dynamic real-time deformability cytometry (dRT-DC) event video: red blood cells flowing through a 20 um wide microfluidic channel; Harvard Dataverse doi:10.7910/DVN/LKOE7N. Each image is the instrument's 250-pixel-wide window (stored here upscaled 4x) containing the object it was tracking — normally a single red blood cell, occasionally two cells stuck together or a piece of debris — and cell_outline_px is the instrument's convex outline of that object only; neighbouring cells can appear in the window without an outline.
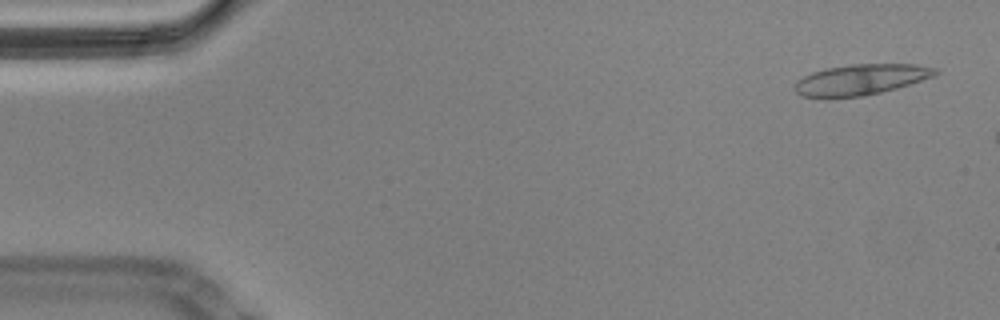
{"species": "Egyptian fruit bat (a non-hibernating species)", "species_latin": "Rousettus aegyptiacus", "temperature_condition": "cold", "stored_images_in_passage": 51, "camera_frame_rate_fps": 3000, "um_per_image_px": 0.085, "animal": {"sex": "male"}, "frame": {"image": 1, "passage_image": 2, "time_ms": 0.333, "image_size_px": [1000, 320], "cell_outline_px": [[940, 72], [932, 76], [896, 88], [880, 92], [860, 96], [804, 96], [796, 92], [792, 88], [792, 84], [796, 80], [812, 72], [824, 68], [852, 64], [916, 64], [940, 68]], "centroid_in_image_um": [73.16, 6.73], "position_along_channel_um": 11.8, "area_um2": 24.85}}
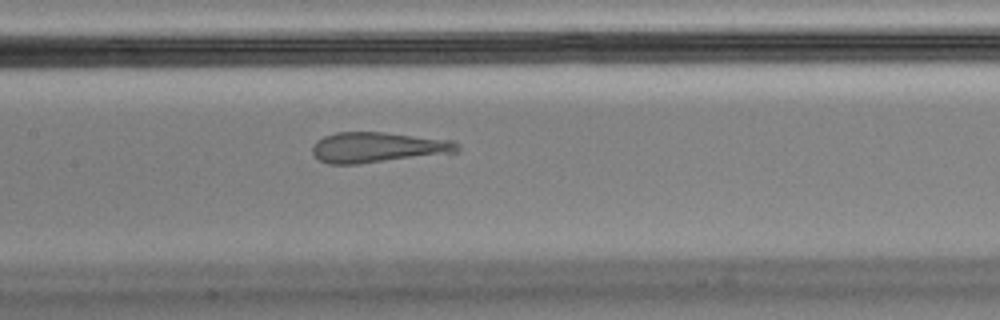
{"frame": {"image": 2, "passage_image": 26, "time_ms": 8.333, "image_size_px": [1000, 320], "cell_outline_px": [[460, 148], [456, 152], [356, 164], [328, 164], [320, 160], [312, 152], [312, 144], [316, 140], [324, 136], [336, 132], [384, 132], [452, 140], [460, 144]], "centroid_in_image_um": [32.08, 12.51], "position_along_channel_um": 175.3, "area_um2": 25.55}}
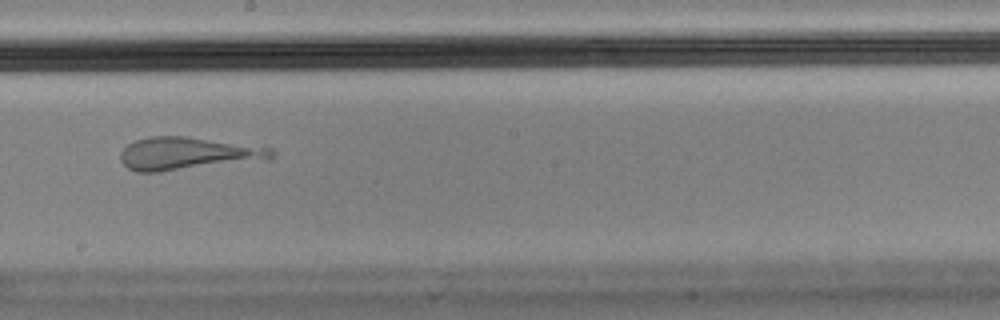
{"frame": {"image": 3, "passage_image": 31, "time_ms": 10.0, "image_size_px": [1000, 320], "cell_outline_px": [[276, 156], [272, 160], [160, 172], [136, 172], [128, 168], [120, 160], [120, 152], [128, 144], [136, 140], [152, 136], [188, 136], [264, 144], [272, 148], [276, 152]], "centroid_in_image_um": [16.16, 13.04], "position_along_channel_um": 232.0, "area_um2": 30.29}}